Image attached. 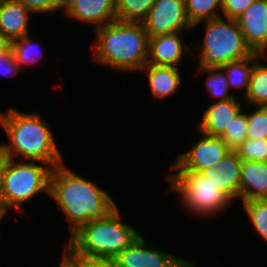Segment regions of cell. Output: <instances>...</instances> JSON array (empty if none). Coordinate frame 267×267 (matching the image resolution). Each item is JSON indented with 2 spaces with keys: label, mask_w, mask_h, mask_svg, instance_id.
Masks as SVG:
<instances>
[{
  "label": "cell",
  "mask_w": 267,
  "mask_h": 267,
  "mask_svg": "<svg viewBox=\"0 0 267 267\" xmlns=\"http://www.w3.org/2000/svg\"><path fill=\"white\" fill-rule=\"evenodd\" d=\"M49 196L69 221L70 236L117 206L106 190L70 171L63 163L52 168Z\"/></svg>",
  "instance_id": "cell-1"
},
{
  "label": "cell",
  "mask_w": 267,
  "mask_h": 267,
  "mask_svg": "<svg viewBox=\"0 0 267 267\" xmlns=\"http://www.w3.org/2000/svg\"><path fill=\"white\" fill-rule=\"evenodd\" d=\"M5 112L0 113V124L10 142L1 143L0 148L10 159L19 156L21 160L44 162L52 168L63 163L53 132L40 114L15 108Z\"/></svg>",
  "instance_id": "cell-2"
},
{
  "label": "cell",
  "mask_w": 267,
  "mask_h": 267,
  "mask_svg": "<svg viewBox=\"0 0 267 267\" xmlns=\"http://www.w3.org/2000/svg\"><path fill=\"white\" fill-rule=\"evenodd\" d=\"M94 60L121 72L147 64L149 37L142 22L112 21L95 29Z\"/></svg>",
  "instance_id": "cell-3"
},
{
  "label": "cell",
  "mask_w": 267,
  "mask_h": 267,
  "mask_svg": "<svg viewBox=\"0 0 267 267\" xmlns=\"http://www.w3.org/2000/svg\"><path fill=\"white\" fill-rule=\"evenodd\" d=\"M116 206L106 216L82 225L68 240L67 247L78 256L113 260L141 234L123 223Z\"/></svg>",
  "instance_id": "cell-4"
},
{
  "label": "cell",
  "mask_w": 267,
  "mask_h": 267,
  "mask_svg": "<svg viewBox=\"0 0 267 267\" xmlns=\"http://www.w3.org/2000/svg\"><path fill=\"white\" fill-rule=\"evenodd\" d=\"M205 23L202 44H199L198 69L220 68L223 64L250 57L253 52L246 45L236 19L218 17L197 22Z\"/></svg>",
  "instance_id": "cell-5"
},
{
  "label": "cell",
  "mask_w": 267,
  "mask_h": 267,
  "mask_svg": "<svg viewBox=\"0 0 267 267\" xmlns=\"http://www.w3.org/2000/svg\"><path fill=\"white\" fill-rule=\"evenodd\" d=\"M212 166L201 172L174 171L169 174V191L177 192L181 203L197 216L220 214L233 202L213 181Z\"/></svg>",
  "instance_id": "cell-6"
},
{
  "label": "cell",
  "mask_w": 267,
  "mask_h": 267,
  "mask_svg": "<svg viewBox=\"0 0 267 267\" xmlns=\"http://www.w3.org/2000/svg\"><path fill=\"white\" fill-rule=\"evenodd\" d=\"M39 162L9 159L0 193V207L5 214L10 208L23 212L24 204L42 191L49 195L52 167Z\"/></svg>",
  "instance_id": "cell-7"
},
{
  "label": "cell",
  "mask_w": 267,
  "mask_h": 267,
  "mask_svg": "<svg viewBox=\"0 0 267 267\" xmlns=\"http://www.w3.org/2000/svg\"><path fill=\"white\" fill-rule=\"evenodd\" d=\"M148 37L192 29L184 0H155L142 21Z\"/></svg>",
  "instance_id": "cell-8"
},
{
  "label": "cell",
  "mask_w": 267,
  "mask_h": 267,
  "mask_svg": "<svg viewBox=\"0 0 267 267\" xmlns=\"http://www.w3.org/2000/svg\"><path fill=\"white\" fill-rule=\"evenodd\" d=\"M143 236L137 237L114 259L116 267H194V262L152 248Z\"/></svg>",
  "instance_id": "cell-9"
},
{
  "label": "cell",
  "mask_w": 267,
  "mask_h": 267,
  "mask_svg": "<svg viewBox=\"0 0 267 267\" xmlns=\"http://www.w3.org/2000/svg\"><path fill=\"white\" fill-rule=\"evenodd\" d=\"M201 139L194 143L192 148L184 153H178L174 163L170 165L173 171L201 172L214 166L231 149L221 137L210 136L199 131Z\"/></svg>",
  "instance_id": "cell-10"
},
{
  "label": "cell",
  "mask_w": 267,
  "mask_h": 267,
  "mask_svg": "<svg viewBox=\"0 0 267 267\" xmlns=\"http://www.w3.org/2000/svg\"><path fill=\"white\" fill-rule=\"evenodd\" d=\"M236 21L252 52L267 55V0L254 1Z\"/></svg>",
  "instance_id": "cell-11"
},
{
  "label": "cell",
  "mask_w": 267,
  "mask_h": 267,
  "mask_svg": "<svg viewBox=\"0 0 267 267\" xmlns=\"http://www.w3.org/2000/svg\"><path fill=\"white\" fill-rule=\"evenodd\" d=\"M65 14L95 29L116 20L115 0H67Z\"/></svg>",
  "instance_id": "cell-12"
},
{
  "label": "cell",
  "mask_w": 267,
  "mask_h": 267,
  "mask_svg": "<svg viewBox=\"0 0 267 267\" xmlns=\"http://www.w3.org/2000/svg\"><path fill=\"white\" fill-rule=\"evenodd\" d=\"M179 33L174 32L149 37L147 64L178 68L183 54H187L191 49L189 46L183 47L184 44Z\"/></svg>",
  "instance_id": "cell-13"
},
{
  "label": "cell",
  "mask_w": 267,
  "mask_h": 267,
  "mask_svg": "<svg viewBox=\"0 0 267 267\" xmlns=\"http://www.w3.org/2000/svg\"><path fill=\"white\" fill-rule=\"evenodd\" d=\"M241 104L237 96L225 101L212 102L204 110L201 122L197 124L196 129L210 136L221 137L232 120L243 109Z\"/></svg>",
  "instance_id": "cell-14"
},
{
  "label": "cell",
  "mask_w": 267,
  "mask_h": 267,
  "mask_svg": "<svg viewBox=\"0 0 267 267\" xmlns=\"http://www.w3.org/2000/svg\"><path fill=\"white\" fill-rule=\"evenodd\" d=\"M239 199H267V162L241 161Z\"/></svg>",
  "instance_id": "cell-15"
},
{
  "label": "cell",
  "mask_w": 267,
  "mask_h": 267,
  "mask_svg": "<svg viewBox=\"0 0 267 267\" xmlns=\"http://www.w3.org/2000/svg\"><path fill=\"white\" fill-rule=\"evenodd\" d=\"M35 14L17 0H0V31L10 40L29 34V15Z\"/></svg>",
  "instance_id": "cell-16"
},
{
  "label": "cell",
  "mask_w": 267,
  "mask_h": 267,
  "mask_svg": "<svg viewBox=\"0 0 267 267\" xmlns=\"http://www.w3.org/2000/svg\"><path fill=\"white\" fill-rule=\"evenodd\" d=\"M140 71L147 75L150 92L154 99H166L178 91L181 82L180 70L172 66H157L146 64Z\"/></svg>",
  "instance_id": "cell-17"
},
{
  "label": "cell",
  "mask_w": 267,
  "mask_h": 267,
  "mask_svg": "<svg viewBox=\"0 0 267 267\" xmlns=\"http://www.w3.org/2000/svg\"><path fill=\"white\" fill-rule=\"evenodd\" d=\"M241 161L231 150L213 166V181L232 201L239 198Z\"/></svg>",
  "instance_id": "cell-18"
},
{
  "label": "cell",
  "mask_w": 267,
  "mask_h": 267,
  "mask_svg": "<svg viewBox=\"0 0 267 267\" xmlns=\"http://www.w3.org/2000/svg\"><path fill=\"white\" fill-rule=\"evenodd\" d=\"M263 57L267 58L266 55L253 53L250 57L223 64L220 68L225 73L229 89H245V95L248 91L251 72L254 63L258 59H262Z\"/></svg>",
  "instance_id": "cell-19"
},
{
  "label": "cell",
  "mask_w": 267,
  "mask_h": 267,
  "mask_svg": "<svg viewBox=\"0 0 267 267\" xmlns=\"http://www.w3.org/2000/svg\"><path fill=\"white\" fill-rule=\"evenodd\" d=\"M258 59L253 66L249 87L244 95L248 103L257 106H267V65Z\"/></svg>",
  "instance_id": "cell-20"
},
{
  "label": "cell",
  "mask_w": 267,
  "mask_h": 267,
  "mask_svg": "<svg viewBox=\"0 0 267 267\" xmlns=\"http://www.w3.org/2000/svg\"><path fill=\"white\" fill-rule=\"evenodd\" d=\"M187 17L192 25L221 17L222 0H184Z\"/></svg>",
  "instance_id": "cell-21"
},
{
  "label": "cell",
  "mask_w": 267,
  "mask_h": 267,
  "mask_svg": "<svg viewBox=\"0 0 267 267\" xmlns=\"http://www.w3.org/2000/svg\"><path fill=\"white\" fill-rule=\"evenodd\" d=\"M155 0H115L116 20L142 22Z\"/></svg>",
  "instance_id": "cell-22"
},
{
  "label": "cell",
  "mask_w": 267,
  "mask_h": 267,
  "mask_svg": "<svg viewBox=\"0 0 267 267\" xmlns=\"http://www.w3.org/2000/svg\"><path fill=\"white\" fill-rule=\"evenodd\" d=\"M37 46L29 34L22 38L12 40L10 44L14 59L20 67L22 65L34 64L37 60H40L41 53L39 54V52L42 51L39 50L40 47L38 44Z\"/></svg>",
  "instance_id": "cell-23"
},
{
  "label": "cell",
  "mask_w": 267,
  "mask_h": 267,
  "mask_svg": "<svg viewBox=\"0 0 267 267\" xmlns=\"http://www.w3.org/2000/svg\"><path fill=\"white\" fill-rule=\"evenodd\" d=\"M199 72L209 73L206 79V89L211 97L217 98V101H225L236 97L234 93H230L228 82L224 71L221 68L198 69Z\"/></svg>",
  "instance_id": "cell-24"
},
{
  "label": "cell",
  "mask_w": 267,
  "mask_h": 267,
  "mask_svg": "<svg viewBox=\"0 0 267 267\" xmlns=\"http://www.w3.org/2000/svg\"><path fill=\"white\" fill-rule=\"evenodd\" d=\"M242 204L255 230L267 241V199L250 200Z\"/></svg>",
  "instance_id": "cell-25"
},
{
  "label": "cell",
  "mask_w": 267,
  "mask_h": 267,
  "mask_svg": "<svg viewBox=\"0 0 267 267\" xmlns=\"http://www.w3.org/2000/svg\"><path fill=\"white\" fill-rule=\"evenodd\" d=\"M241 110L232 120L225 133L221 136L231 150H235L245 139H247L246 113Z\"/></svg>",
  "instance_id": "cell-26"
},
{
  "label": "cell",
  "mask_w": 267,
  "mask_h": 267,
  "mask_svg": "<svg viewBox=\"0 0 267 267\" xmlns=\"http://www.w3.org/2000/svg\"><path fill=\"white\" fill-rule=\"evenodd\" d=\"M235 151L241 160L267 162V139H245Z\"/></svg>",
  "instance_id": "cell-27"
},
{
  "label": "cell",
  "mask_w": 267,
  "mask_h": 267,
  "mask_svg": "<svg viewBox=\"0 0 267 267\" xmlns=\"http://www.w3.org/2000/svg\"><path fill=\"white\" fill-rule=\"evenodd\" d=\"M258 109L246 113L247 138L267 139V106H257Z\"/></svg>",
  "instance_id": "cell-28"
},
{
  "label": "cell",
  "mask_w": 267,
  "mask_h": 267,
  "mask_svg": "<svg viewBox=\"0 0 267 267\" xmlns=\"http://www.w3.org/2000/svg\"><path fill=\"white\" fill-rule=\"evenodd\" d=\"M62 258L71 267H116L113 260L110 259H93L85 258L82 256L75 255L68 247L65 246Z\"/></svg>",
  "instance_id": "cell-29"
},
{
  "label": "cell",
  "mask_w": 267,
  "mask_h": 267,
  "mask_svg": "<svg viewBox=\"0 0 267 267\" xmlns=\"http://www.w3.org/2000/svg\"><path fill=\"white\" fill-rule=\"evenodd\" d=\"M35 14L64 10L67 0H17Z\"/></svg>",
  "instance_id": "cell-30"
},
{
  "label": "cell",
  "mask_w": 267,
  "mask_h": 267,
  "mask_svg": "<svg viewBox=\"0 0 267 267\" xmlns=\"http://www.w3.org/2000/svg\"><path fill=\"white\" fill-rule=\"evenodd\" d=\"M256 0H222V17L237 19Z\"/></svg>",
  "instance_id": "cell-31"
},
{
  "label": "cell",
  "mask_w": 267,
  "mask_h": 267,
  "mask_svg": "<svg viewBox=\"0 0 267 267\" xmlns=\"http://www.w3.org/2000/svg\"><path fill=\"white\" fill-rule=\"evenodd\" d=\"M20 71V66L16 63L12 49L0 51V72L14 77Z\"/></svg>",
  "instance_id": "cell-32"
},
{
  "label": "cell",
  "mask_w": 267,
  "mask_h": 267,
  "mask_svg": "<svg viewBox=\"0 0 267 267\" xmlns=\"http://www.w3.org/2000/svg\"><path fill=\"white\" fill-rule=\"evenodd\" d=\"M9 159L10 158L0 148V193L3 187L4 173H5Z\"/></svg>",
  "instance_id": "cell-33"
},
{
  "label": "cell",
  "mask_w": 267,
  "mask_h": 267,
  "mask_svg": "<svg viewBox=\"0 0 267 267\" xmlns=\"http://www.w3.org/2000/svg\"><path fill=\"white\" fill-rule=\"evenodd\" d=\"M11 41L0 31V51H6L10 48Z\"/></svg>",
  "instance_id": "cell-34"
},
{
  "label": "cell",
  "mask_w": 267,
  "mask_h": 267,
  "mask_svg": "<svg viewBox=\"0 0 267 267\" xmlns=\"http://www.w3.org/2000/svg\"><path fill=\"white\" fill-rule=\"evenodd\" d=\"M59 267H71V266L62 258Z\"/></svg>",
  "instance_id": "cell-35"
},
{
  "label": "cell",
  "mask_w": 267,
  "mask_h": 267,
  "mask_svg": "<svg viewBox=\"0 0 267 267\" xmlns=\"http://www.w3.org/2000/svg\"><path fill=\"white\" fill-rule=\"evenodd\" d=\"M5 217V213L2 211L1 207H0V221H2V219ZM1 223V222H0Z\"/></svg>",
  "instance_id": "cell-36"
}]
</instances>
